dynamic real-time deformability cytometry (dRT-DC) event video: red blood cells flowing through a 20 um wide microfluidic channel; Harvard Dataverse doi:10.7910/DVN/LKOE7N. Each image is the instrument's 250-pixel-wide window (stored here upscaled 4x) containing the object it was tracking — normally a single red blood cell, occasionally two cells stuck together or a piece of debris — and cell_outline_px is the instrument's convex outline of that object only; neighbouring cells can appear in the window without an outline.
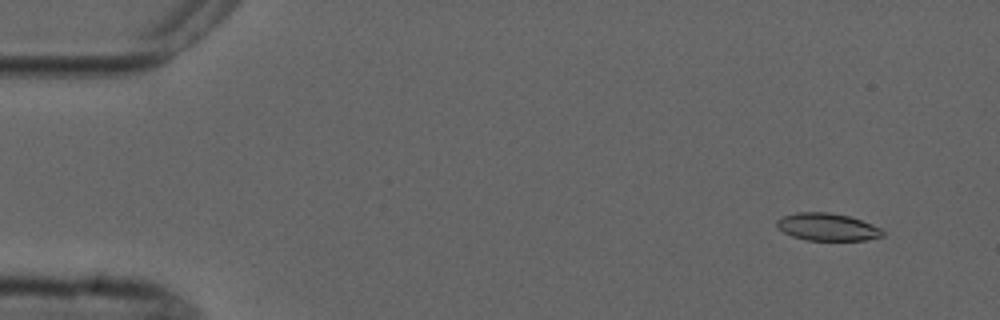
{"species": "common noctule bat (a hibernating species)", "species_latin": "Nyctalus noctula", "temperature_condition": "cold", "stored_images_in_passage": 6, "camera_frame_rate_fps": 3000, "um_per_image_px": 0.085, "animal": {"sex": "male", "forearm_length_mm": 52.5}, "frame": {"image": 1, "passage_image": 2, "time_ms": 1.333, "image_size_px": [1000, 320], "cell_outline_px": [[884, 236], [868, 240], [804, 240], [792, 236], [784, 232], [776, 224], [776, 220], [784, 216], [796, 212], [828, 212], [848, 216], [872, 224], [880, 228], [884, 232]], "centroid_in_image_um": [70.33, 19.3], "position_along_channel_um": 14.7, "area_um2": 16.88}}
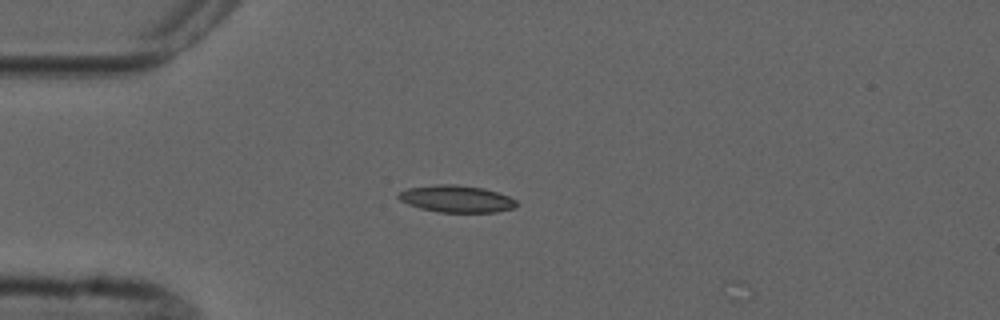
{"frame": {"image": 2, "passage_image": 5, "time_ms": 4.667, "image_size_px": [1000, 320], "cell_outline_px": [[516, 204], [512, 208], [496, 212], [440, 212], [420, 208], [408, 204], [400, 200], [396, 196], [400, 192], [408, 188], [436, 184], [456, 184], [484, 188], [508, 196], [516, 200]], "centroid_in_image_um": [38.77, 16.89], "position_along_channel_um": 46.2, "area_um2": 18.44}}
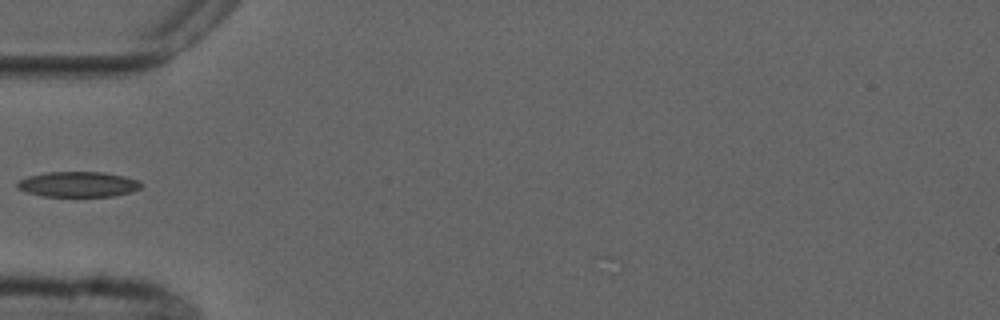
{"frame": {"image": 3, "passage_image": 6, "time_ms": 6.0, "image_size_px": [1000, 320], "cell_outline_px": [[140, 188], [132, 192], [112, 196], [44, 196], [28, 192], [16, 188], [16, 184], [20, 180], [28, 176], [44, 172], [104, 172], [124, 176], [136, 180], [140, 184]], "centroid_in_image_um": [6.61, 15.66], "position_along_channel_um": 78.4, "area_um2": 18.15}}